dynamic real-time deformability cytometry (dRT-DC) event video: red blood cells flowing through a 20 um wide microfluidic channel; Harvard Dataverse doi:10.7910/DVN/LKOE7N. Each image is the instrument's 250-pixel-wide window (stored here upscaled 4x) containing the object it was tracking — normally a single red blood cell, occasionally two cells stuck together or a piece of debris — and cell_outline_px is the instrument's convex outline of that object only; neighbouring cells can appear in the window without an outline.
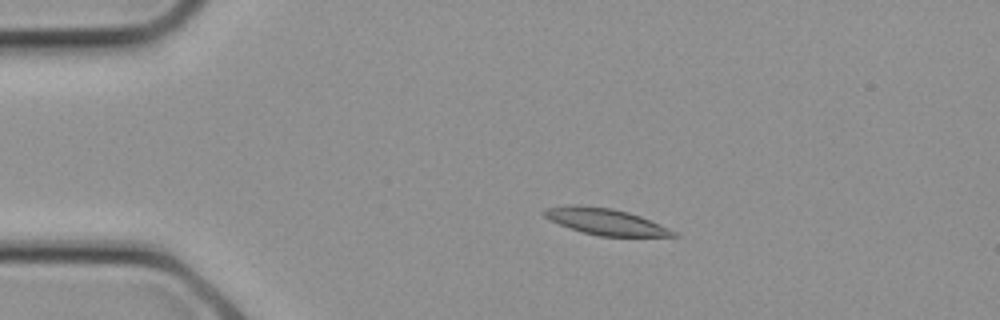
{"species": "common noctule bat (a hibernating species)", "species_latin": "Nyctalus noctula", "temperature_condition": "cold", "stored_images_in_passage": 12, "camera_frame_rate_fps": 3000, "um_per_image_px": 0.085, "animal": {"sex": "female", "body_mass_g": 21.9}, "frame": {"image": 1, "passage_image": 6, "time_ms": 1.667, "image_size_px": [1000, 320], "cell_outline_px": [[680, 236], [600, 236], [580, 232], [560, 224], [544, 216], [540, 212], [544, 208], [568, 204], [576, 204], [612, 208], [628, 212], [640, 216], [660, 224], [676, 232]], "centroid_in_image_um": [51.42, 18.82], "position_along_channel_um": 33.6, "area_um2": 19.88}}
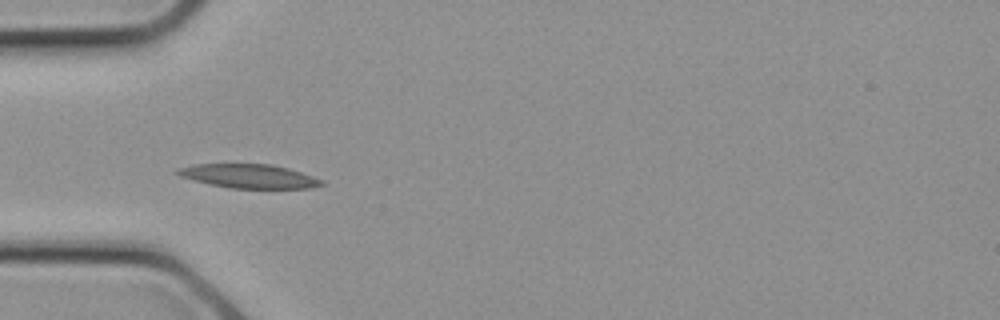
{"frame": {"image": 2, "passage_image": 9, "time_ms": 2.667, "image_size_px": [1000, 320], "cell_outline_px": [[324, 184], [312, 188], [228, 188], [180, 176], [172, 172], [176, 168], [192, 164], [272, 164], [288, 168], [324, 180]], "centroid_in_image_um": [21.14, 14.96], "position_along_channel_um": 63.9, "area_um2": 20.06}}
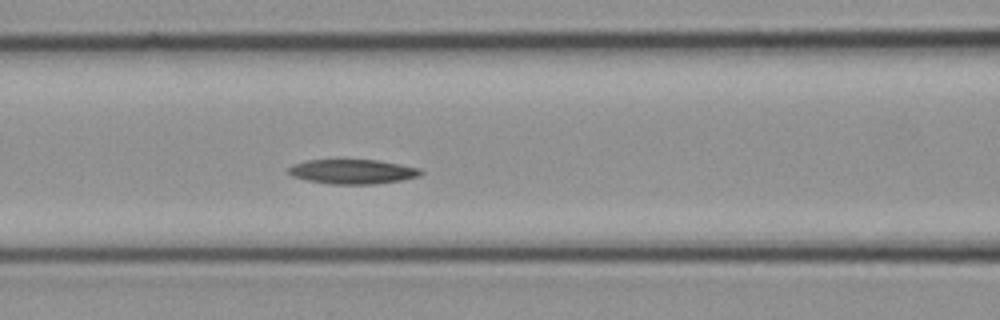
{"frame": {"image": 3, "passage_image": 12, "time_ms": 3.667, "image_size_px": [1000, 320], "cell_outline_px": [[424, 172], [420, 176], [400, 180], [372, 184], [332, 184], [308, 180], [292, 176], [288, 172], [288, 168], [292, 164], [304, 160], [376, 160], [400, 164], [420, 168]], "centroid_in_image_um": [29.96, 14.58], "position_along_channel_um": 136.6, "area_um2": 18.84}}